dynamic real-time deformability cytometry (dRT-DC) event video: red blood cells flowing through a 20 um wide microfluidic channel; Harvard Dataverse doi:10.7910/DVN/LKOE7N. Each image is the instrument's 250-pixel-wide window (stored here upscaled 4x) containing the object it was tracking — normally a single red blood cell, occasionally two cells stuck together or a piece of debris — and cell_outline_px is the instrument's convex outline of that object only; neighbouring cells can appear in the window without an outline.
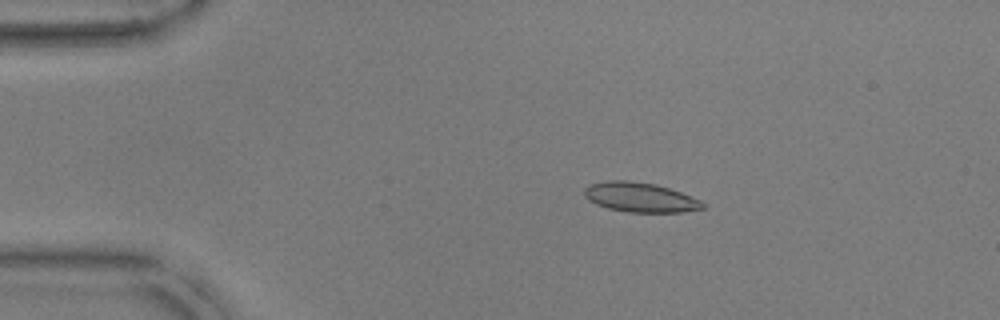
{"species": "common noctule bat (a hibernating species)", "species_latin": "Nyctalus noctula", "temperature_condition": "warm", "stored_images_in_passage": 52, "camera_frame_rate_fps": 3000, "um_per_image_px": 0.085, "animal": {"sex": "male", "body_mass_g": 17.9, "forearm_length_mm": 54.2}, "frame": {"image": 1, "passage_image": 9, "time_ms": 2.667, "image_size_px": [1000, 320], "cell_outline_px": [[704, 208], [684, 212], [628, 212], [608, 208], [596, 204], [588, 200], [584, 196], [584, 188], [588, 184], [608, 180], [628, 180], [656, 184], [680, 192], [700, 200], [704, 204]], "centroid_in_image_um": [54.37, 16.76], "position_along_channel_um": 30.6, "area_um2": 20.46}}
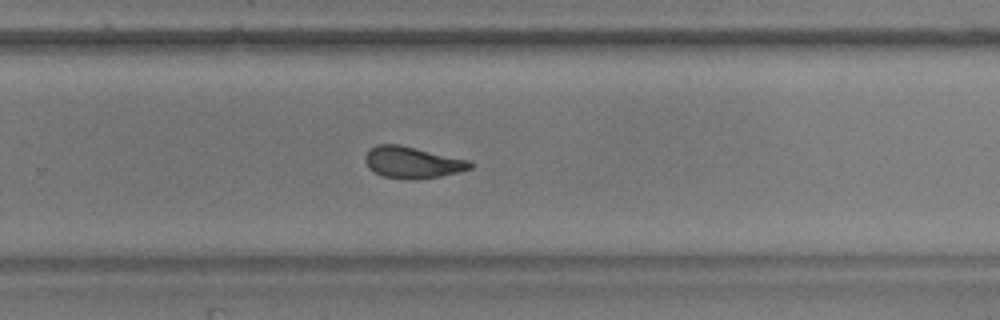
{"frame": {"image": 2, "passage_image": 34, "time_ms": 11.0, "image_size_px": [1000, 320], "cell_outline_px": [[472, 168], [460, 172], [440, 176], [384, 176], [368, 168], [364, 160], [364, 156], [368, 148], [376, 144], [400, 144], [472, 160]], "centroid_in_image_um": [35.06, 13.73], "position_along_channel_um": 294.7, "area_um2": 18.84}}
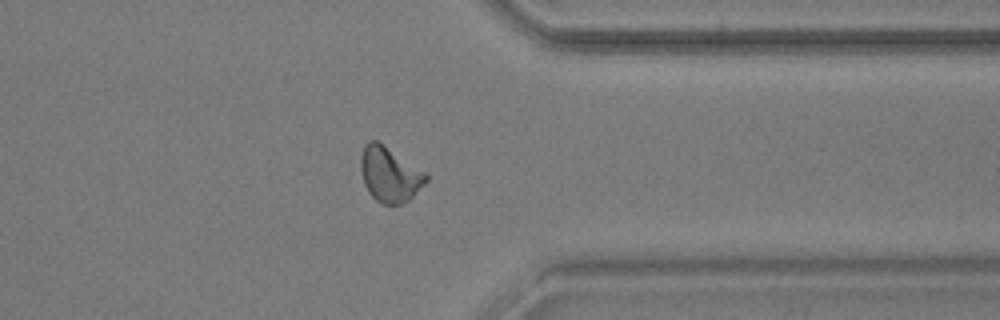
{"frame": {"image": 3, "passage_image": 41, "time_ms": 13.333, "image_size_px": [1000, 320], "cell_outline_px": [[428, 180], [408, 200], [400, 204], [380, 204], [368, 192], [364, 184], [360, 172], [360, 156], [364, 144], [368, 140], [376, 140], [424, 172], [428, 176]], "centroid_in_image_um": [33.06, 14.83], "position_along_channel_um": 378.3, "area_um2": 20.69}, "authors_computed_cell_mechanics": {"area_um2": 20.0566, "velocity_mm_per_s": 3.8142, "shape_relaxation_time_tau1_ms": null, "shape_relaxation_time_tau2_ms": 1.2515, "deformation_change_tau1": null, "deformation_change_tau2": 0.077}}